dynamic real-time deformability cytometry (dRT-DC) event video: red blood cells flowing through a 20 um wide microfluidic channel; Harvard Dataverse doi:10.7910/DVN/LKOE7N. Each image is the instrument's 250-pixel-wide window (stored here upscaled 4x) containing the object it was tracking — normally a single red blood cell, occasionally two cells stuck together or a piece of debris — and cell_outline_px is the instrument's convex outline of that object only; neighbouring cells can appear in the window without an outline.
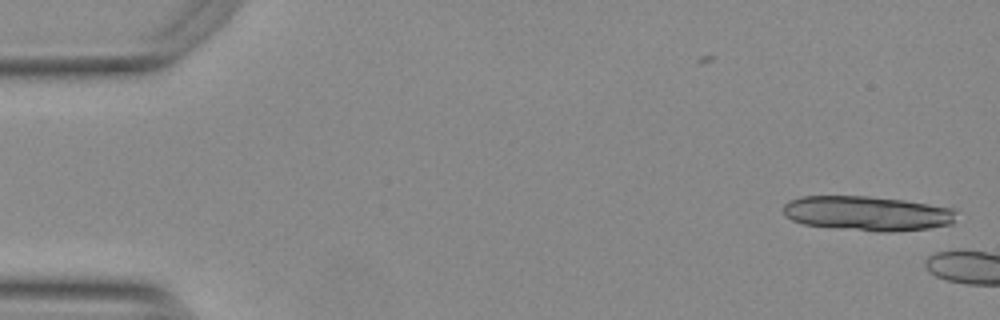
{"species": "Egyptian fruit bat (a non-hibernating species)", "species_latin": "Rousettus aegyptiacus", "temperature_condition": "warm", "stored_images_in_passage": 5, "camera_frame_rate_fps": 3000, "um_per_image_px": 0.085, "animal": {"sex": "female"}, "frame": {"image": 1, "passage_image": 1, "time_ms": 0.0, "image_size_px": [1000, 320], "cell_outline_px": [[956, 212], [952, 224], [928, 228], [888, 232], [880, 232], [804, 224], [792, 220], [784, 216], [784, 204], [800, 196], [868, 196], [904, 200], [952, 208]], "centroid_in_image_um": [73.72, 18.13], "position_along_channel_um": 11.3, "area_um2": 34.68}}